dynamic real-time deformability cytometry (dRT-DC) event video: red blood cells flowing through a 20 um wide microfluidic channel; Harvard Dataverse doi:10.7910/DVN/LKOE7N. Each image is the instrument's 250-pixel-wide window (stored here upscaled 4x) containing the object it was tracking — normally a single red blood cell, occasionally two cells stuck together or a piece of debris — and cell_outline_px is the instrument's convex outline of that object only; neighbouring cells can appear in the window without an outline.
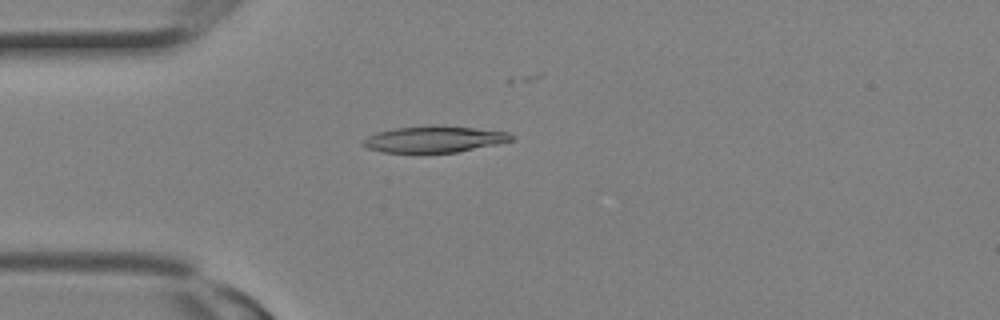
{"species": "Egyptian fruit bat (a non-hibernating species)", "species_latin": "Rousettus aegyptiacus", "temperature_condition": "room temperature", "stored_images_in_passage": 10, "camera_frame_rate_fps": 3000, "um_per_image_px": 0.085, "animal": {"sex": "female"}, "frame": {"image": 1, "passage_image": 6, "time_ms": 1.667, "image_size_px": [1000, 320], "cell_outline_px": [[512, 140], [496, 144], [456, 152], [384, 152], [368, 148], [360, 144], [368, 136], [376, 132], [392, 128], [472, 128], [508, 132], [512, 136]], "centroid_in_image_um": [36.85, 11.87], "position_along_channel_um": 48.1, "area_um2": 21.5}}
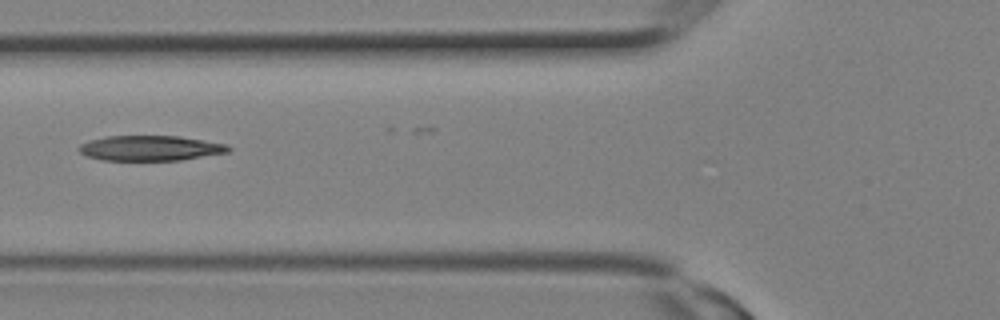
{"frame": {"image": 2, "passage_image": 9, "time_ms": 2.667, "image_size_px": [1000, 320], "cell_outline_px": [[232, 148], [228, 152], [180, 160], [100, 160], [84, 156], [76, 148], [80, 144], [88, 140], [108, 136], [180, 136], [228, 144]], "centroid_in_image_um": [12.74, 12.59], "position_along_channel_um": 113.1, "area_um2": 22.08}}